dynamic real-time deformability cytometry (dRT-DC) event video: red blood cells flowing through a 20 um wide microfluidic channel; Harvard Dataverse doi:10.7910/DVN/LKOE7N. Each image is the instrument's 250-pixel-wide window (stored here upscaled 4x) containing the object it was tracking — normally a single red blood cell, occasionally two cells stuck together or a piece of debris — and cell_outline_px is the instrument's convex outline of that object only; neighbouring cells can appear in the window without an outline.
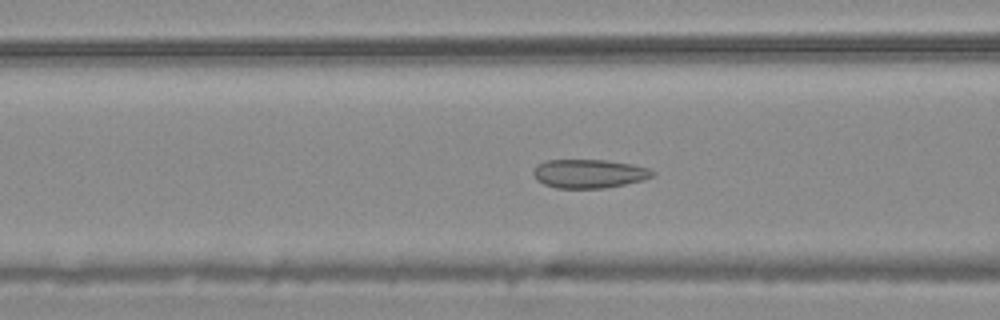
{"species": "common noctule bat (a hibernating species)", "species_latin": "Nyctalus noctula", "temperature_condition": "warm", "stored_images_in_passage": 50, "camera_frame_rate_fps": 3000, "um_per_image_px": 0.085, "animal": {"sex": "male", "body_mass_g": 20.4}, "frame": {"image": 1, "passage_image": 17, "time_ms": 5.333, "image_size_px": [1000, 320], "cell_outline_px": [[656, 172], [652, 176], [644, 180], [604, 188], [556, 188], [544, 184], [536, 180], [532, 172], [536, 164], [544, 160], [608, 160], [632, 164], [648, 168]], "centroid_in_image_um": [50.04, 14.75], "position_along_channel_um": 116.6, "area_um2": 20.11}}
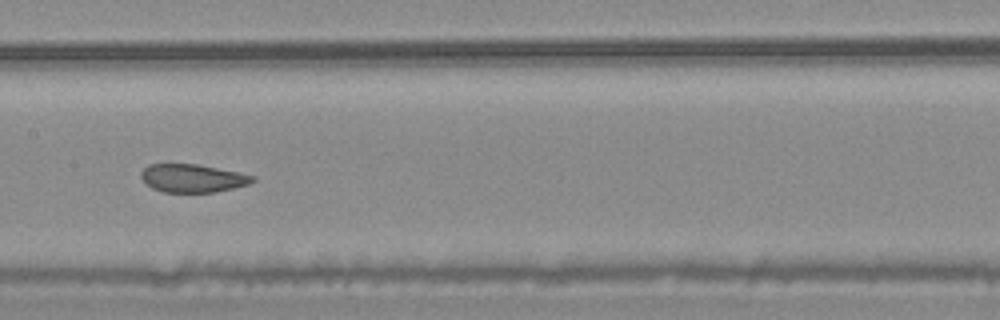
{"frame": {"image": 2, "passage_image": 23, "time_ms": 7.333, "image_size_px": [1000, 320], "cell_outline_px": [[256, 180], [248, 184], [216, 192], [164, 192], [152, 188], [140, 176], [140, 172], [148, 164], [196, 164], [256, 176]], "centroid_in_image_um": [16.36, 15.15], "position_along_channel_um": 191.0, "area_um2": 18.09}}
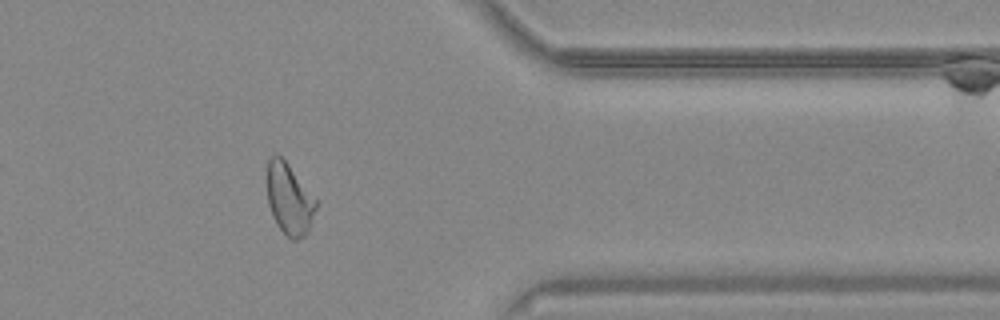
{"frame": {"image": 3, "passage_image": 40, "time_ms": 13.0, "image_size_px": [1000, 320], "cell_outline_px": [[316, 208], [308, 232], [304, 236], [296, 240], [292, 240], [276, 224], [268, 204], [268, 160], [272, 156], [280, 156], [288, 164], [316, 200]], "centroid_in_image_um": [24.59, 16.96], "position_along_channel_um": 386.8, "area_um2": 19.71}, "authors_computed_cell_mechanics": {"area_um2": 21.1259, "velocity_mm_per_s": 3.728, "shape_relaxation_time_tau1_ms": null, "shape_relaxation_time_tau2_ms": 1.1661, "deformation_change_tau1": null, "deformation_change_tau2": 0.0595}}